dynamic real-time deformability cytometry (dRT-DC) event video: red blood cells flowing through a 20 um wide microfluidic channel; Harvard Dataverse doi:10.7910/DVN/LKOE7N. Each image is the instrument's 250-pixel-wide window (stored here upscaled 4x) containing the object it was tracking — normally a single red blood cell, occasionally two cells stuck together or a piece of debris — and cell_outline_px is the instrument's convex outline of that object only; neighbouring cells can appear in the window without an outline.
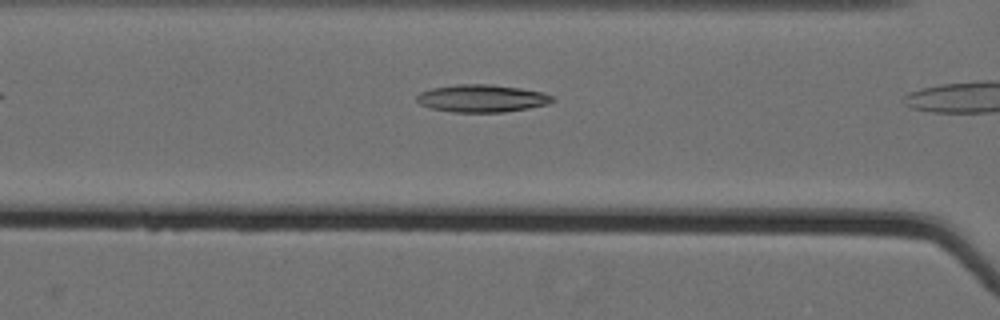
{"species": "Egyptian fruit bat (a non-hibernating species)", "species_latin": "Rousettus aegyptiacus", "temperature_condition": "cold", "stored_images_in_passage": 7, "camera_frame_rate_fps": 3000, "um_per_image_px": 0.085, "animal": {"sex": "female"}, "frame": {"image": 1, "passage_image": 6, "time_ms": 1.667, "image_size_px": [1000, 320], "cell_outline_px": [[556, 100], [548, 104], [528, 108], [504, 112], [452, 112], [432, 108], [420, 104], [416, 100], [416, 96], [420, 92], [432, 88], [456, 84], [492, 84], [520, 88], [544, 92], [552, 96]], "centroid_in_image_um": [40.97, 8.35], "position_along_channel_um": 125.6, "area_um2": 21.85}}